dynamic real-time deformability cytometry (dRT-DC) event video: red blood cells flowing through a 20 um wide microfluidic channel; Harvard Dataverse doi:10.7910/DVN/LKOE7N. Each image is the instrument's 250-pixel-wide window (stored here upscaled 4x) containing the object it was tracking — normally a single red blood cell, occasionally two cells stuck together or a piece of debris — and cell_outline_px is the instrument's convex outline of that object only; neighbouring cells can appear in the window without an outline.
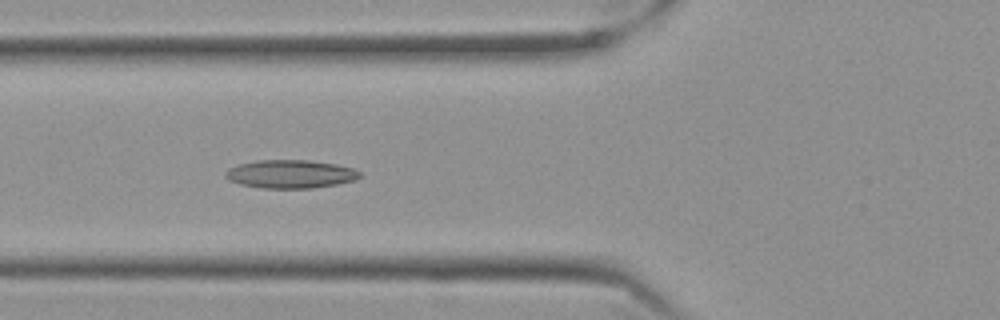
{"species": "Egyptian fruit bat (a non-hibernating species)", "species_latin": "Rousettus aegyptiacus", "temperature_condition": "cold", "stored_images_in_passage": 54, "camera_frame_rate_fps": 3000, "um_per_image_px": 0.085, "frame": {"image": 1, "passage_image": 18, "time_ms": 5.667, "image_size_px": [1000, 320], "cell_outline_px": [[360, 176], [356, 180], [336, 184], [312, 188], [264, 188], [240, 184], [228, 180], [224, 176], [224, 172], [228, 168], [240, 164], [256, 160], [308, 160], [336, 164], [352, 168], [360, 172]], "centroid_in_image_um": [24.66, 14.79], "position_along_channel_um": 101.1, "area_um2": 22.14}}
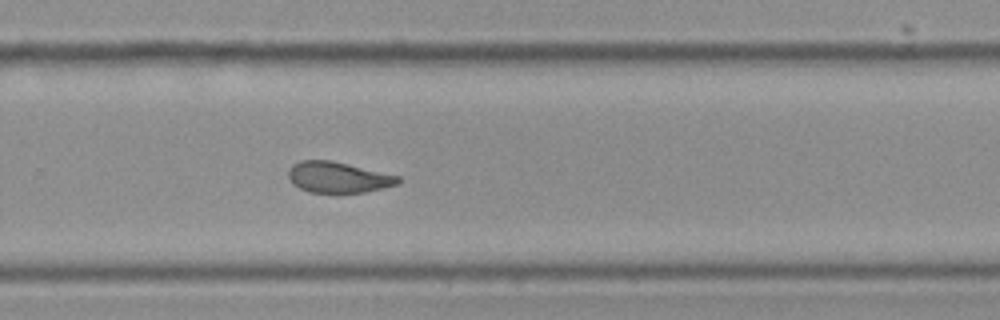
{"frame": {"image": 2, "passage_image": 35, "time_ms": 11.333, "image_size_px": [1000, 320], "cell_outline_px": [[400, 184], [364, 192], [308, 192], [292, 184], [288, 176], [288, 168], [292, 164], [300, 160], [332, 160], [400, 176]], "centroid_in_image_um": [28.72, 15.06], "position_along_channel_um": 301.1, "area_um2": 19.83}}
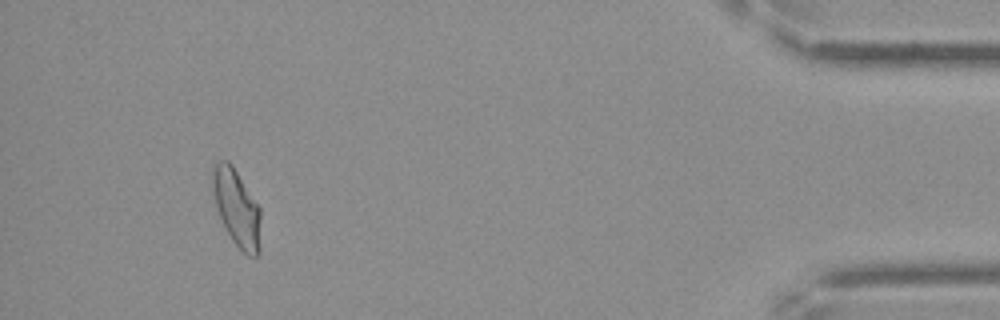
{"frame": {"image": 3, "passage_image": 50, "time_ms": 16.333, "image_size_px": [1000, 320], "cell_outline_px": [[260, 252], [256, 256], [248, 256], [232, 240], [216, 208], [212, 188], [212, 164], [216, 160], [228, 160], [232, 164], [260, 208]], "centroid_in_image_um": [20.11, 17.63], "position_along_channel_um": 415.1, "area_um2": 21.56}, "authors_computed_cell_mechanics": {"area_um2": 21.1259, "velocity_mm_per_s": 3.5179, "shape_relaxation_time_tau1_ms": null, "shape_relaxation_time_tau2_ms": 3.2454, "deformation_change_tau1": null, "deformation_change_tau2": 0.101}}